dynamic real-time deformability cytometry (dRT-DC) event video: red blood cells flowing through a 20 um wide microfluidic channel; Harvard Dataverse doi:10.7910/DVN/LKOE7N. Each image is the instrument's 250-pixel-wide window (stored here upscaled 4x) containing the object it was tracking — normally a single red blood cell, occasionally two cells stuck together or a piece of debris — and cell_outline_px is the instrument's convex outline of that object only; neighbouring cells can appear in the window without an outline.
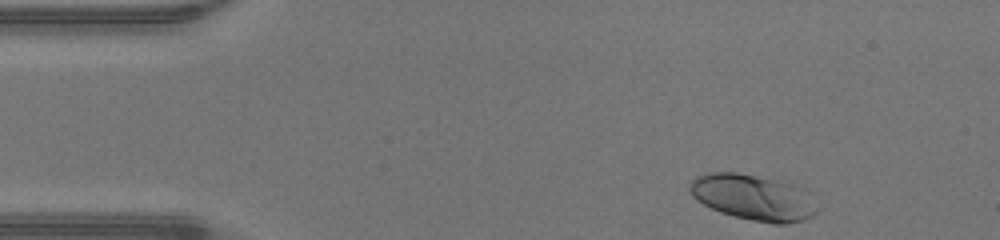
{"species": "human", "species_latin": "Homo sapiens", "temperature_condition": "warm", "stored_images_in_passage": 35, "camera_frame_rate_fps": 3000, "um_per_image_px": 0.085, "donor": {"sex": "male"}, "frame": {"image": 1, "passage_image": 1, "time_ms": 0.0, "image_size_px": [1000, 240], "cell_outline_px": [[816, 212], [812, 216], [804, 220], [784, 224], [772, 224], [752, 220], [720, 212], [704, 204], [692, 196], [688, 188], [688, 184], [696, 176], [712, 172], [736, 172], [788, 180], [808, 192], [816, 208]], "centroid_in_image_um": [64.03, 16.75], "position_along_channel_um": 21.0, "area_um2": 34.33}}
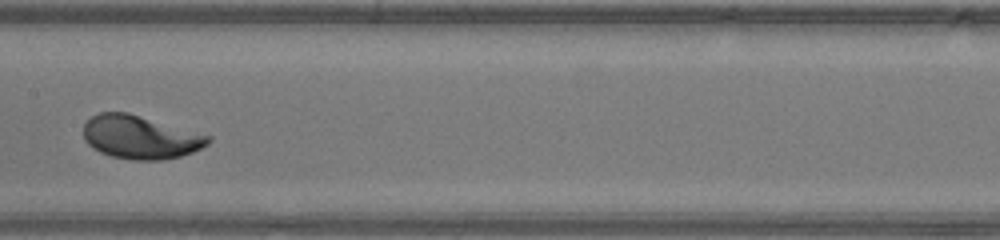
{"frame": {"image": 2, "passage_image": 19, "time_ms": 6.0, "image_size_px": [1000, 240], "cell_outline_px": [[212, 140], [208, 144], [192, 152], [180, 156], [160, 160], [132, 160], [112, 156], [100, 152], [92, 148], [84, 140], [84, 124], [92, 116], [100, 112], [128, 112], [212, 136]], "centroid_in_image_um": [11.92, 11.66], "position_along_channel_um": 195.5, "area_um2": 31.5}}
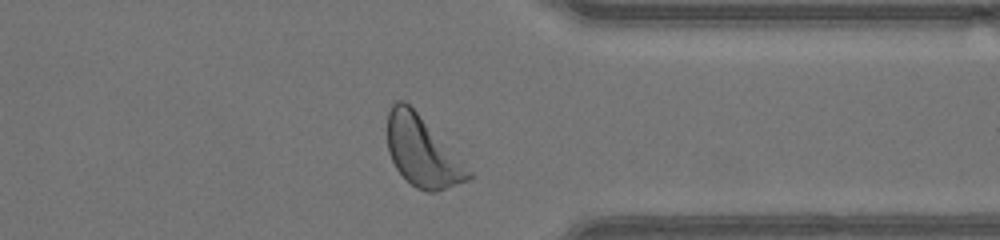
{"frame": {"image": 3, "passage_image": 32, "time_ms": 10.333, "image_size_px": [1000, 240], "cell_outline_px": [[472, 176], [468, 180], [436, 192], [428, 192], [416, 188], [396, 168], [388, 152], [388, 112], [392, 104], [396, 100], [404, 100], [464, 160], [472, 172]], "centroid_in_image_um": [35.92, 12.89], "position_along_channel_um": 375.5, "area_um2": 32.89}, "authors_computed_cell_mechanics": {"area_um2": 31.3276, "velocity_mm_per_s": 4.3078, "shape_relaxation_time_tau1_ms": 2.2753, "shape_relaxation_time_tau2_ms": null, "deformation_change_tau1": 0.1641, "deformation_change_tau2": null}}